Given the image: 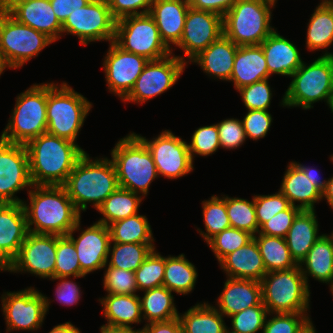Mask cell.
Returning <instances> with one entry per match:
<instances>
[{
    "label": "cell",
    "instance_id": "cell-1",
    "mask_svg": "<svg viewBox=\"0 0 333 333\" xmlns=\"http://www.w3.org/2000/svg\"><path fill=\"white\" fill-rule=\"evenodd\" d=\"M27 194L22 204L31 233L68 235L82 220L63 186L33 185Z\"/></svg>",
    "mask_w": 333,
    "mask_h": 333
},
{
    "label": "cell",
    "instance_id": "cell-2",
    "mask_svg": "<svg viewBox=\"0 0 333 333\" xmlns=\"http://www.w3.org/2000/svg\"><path fill=\"white\" fill-rule=\"evenodd\" d=\"M33 185L62 186L86 152L78 143L43 133L25 144Z\"/></svg>",
    "mask_w": 333,
    "mask_h": 333
},
{
    "label": "cell",
    "instance_id": "cell-3",
    "mask_svg": "<svg viewBox=\"0 0 333 333\" xmlns=\"http://www.w3.org/2000/svg\"><path fill=\"white\" fill-rule=\"evenodd\" d=\"M67 195L81 213L97 209L106 198L119 188L115 167L108 157H90L85 152L76 162L74 169L62 185Z\"/></svg>",
    "mask_w": 333,
    "mask_h": 333
},
{
    "label": "cell",
    "instance_id": "cell-4",
    "mask_svg": "<svg viewBox=\"0 0 333 333\" xmlns=\"http://www.w3.org/2000/svg\"><path fill=\"white\" fill-rule=\"evenodd\" d=\"M290 77L292 80L279 106L310 110L314 103L324 101L333 113V56H318L311 63L303 62Z\"/></svg>",
    "mask_w": 333,
    "mask_h": 333
},
{
    "label": "cell",
    "instance_id": "cell-5",
    "mask_svg": "<svg viewBox=\"0 0 333 333\" xmlns=\"http://www.w3.org/2000/svg\"><path fill=\"white\" fill-rule=\"evenodd\" d=\"M114 145L110 159L119 187L145 198L151 183L159 178L151 152L135 132L120 138Z\"/></svg>",
    "mask_w": 333,
    "mask_h": 333
},
{
    "label": "cell",
    "instance_id": "cell-6",
    "mask_svg": "<svg viewBox=\"0 0 333 333\" xmlns=\"http://www.w3.org/2000/svg\"><path fill=\"white\" fill-rule=\"evenodd\" d=\"M47 129L54 136L77 143L92 102L75 91L66 81L47 82Z\"/></svg>",
    "mask_w": 333,
    "mask_h": 333
},
{
    "label": "cell",
    "instance_id": "cell-7",
    "mask_svg": "<svg viewBox=\"0 0 333 333\" xmlns=\"http://www.w3.org/2000/svg\"><path fill=\"white\" fill-rule=\"evenodd\" d=\"M276 0H238L223 16V34L237 46L260 45L276 28Z\"/></svg>",
    "mask_w": 333,
    "mask_h": 333
},
{
    "label": "cell",
    "instance_id": "cell-8",
    "mask_svg": "<svg viewBox=\"0 0 333 333\" xmlns=\"http://www.w3.org/2000/svg\"><path fill=\"white\" fill-rule=\"evenodd\" d=\"M47 82L32 84L16 96L11 116L0 138L15 144H26L46 133Z\"/></svg>",
    "mask_w": 333,
    "mask_h": 333
},
{
    "label": "cell",
    "instance_id": "cell-9",
    "mask_svg": "<svg viewBox=\"0 0 333 333\" xmlns=\"http://www.w3.org/2000/svg\"><path fill=\"white\" fill-rule=\"evenodd\" d=\"M262 303L268 313H308L310 288L299 267L267 272L261 279Z\"/></svg>",
    "mask_w": 333,
    "mask_h": 333
},
{
    "label": "cell",
    "instance_id": "cell-10",
    "mask_svg": "<svg viewBox=\"0 0 333 333\" xmlns=\"http://www.w3.org/2000/svg\"><path fill=\"white\" fill-rule=\"evenodd\" d=\"M0 299L7 327L5 333L40 330L54 301L35 286L13 292L3 291Z\"/></svg>",
    "mask_w": 333,
    "mask_h": 333
},
{
    "label": "cell",
    "instance_id": "cell-11",
    "mask_svg": "<svg viewBox=\"0 0 333 333\" xmlns=\"http://www.w3.org/2000/svg\"><path fill=\"white\" fill-rule=\"evenodd\" d=\"M113 42L122 50L147 60H158L172 53L149 14L127 16L116 21Z\"/></svg>",
    "mask_w": 333,
    "mask_h": 333
},
{
    "label": "cell",
    "instance_id": "cell-12",
    "mask_svg": "<svg viewBox=\"0 0 333 333\" xmlns=\"http://www.w3.org/2000/svg\"><path fill=\"white\" fill-rule=\"evenodd\" d=\"M52 43L48 36L18 22L8 12L0 15V47L13 70L38 57Z\"/></svg>",
    "mask_w": 333,
    "mask_h": 333
},
{
    "label": "cell",
    "instance_id": "cell-13",
    "mask_svg": "<svg viewBox=\"0 0 333 333\" xmlns=\"http://www.w3.org/2000/svg\"><path fill=\"white\" fill-rule=\"evenodd\" d=\"M116 20L112 17L106 0H91L86 6L76 8L62 24V36L74 35L80 45L91 42H113Z\"/></svg>",
    "mask_w": 333,
    "mask_h": 333
},
{
    "label": "cell",
    "instance_id": "cell-14",
    "mask_svg": "<svg viewBox=\"0 0 333 333\" xmlns=\"http://www.w3.org/2000/svg\"><path fill=\"white\" fill-rule=\"evenodd\" d=\"M187 66L173 53L158 60H149L136 79L134 87L122 101L125 104L132 102L142 105L160 96L177 83Z\"/></svg>",
    "mask_w": 333,
    "mask_h": 333
},
{
    "label": "cell",
    "instance_id": "cell-15",
    "mask_svg": "<svg viewBox=\"0 0 333 333\" xmlns=\"http://www.w3.org/2000/svg\"><path fill=\"white\" fill-rule=\"evenodd\" d=\"M151 152L157 174L170 180L187 176L194 170V162L188 149V142L171 130H162L160 134L148 139L136 134Z\"/></svg>",
    "mask_w": 333,
    "mask_h": 333
},
{
    "label": "cell",
    "instance_id": "cell-16",
    "mask_svg": "<svg viewBox=\"0 0 333 333\" xmlns=\"http://www.w3.org/2000/svg\"><path fill=\"white\" fill-rule=\"evenodd\" d=\"M57 235L29 232L16 258L3 272L30 273L40 279L52 280L56 264Z\"/></svg>",
    "mask_w": 333,
    "mask_h": 333
},
{
    "label": "cell",
    "instance_id": "cell-17",
    "mask_svg": "<svg viewBox=\"0 0 333 333\" xmlns=\"http://www.w3.org/2000/svg\"><path fill=\"white\" fill-rule=\"evenodd\" d=\"M32 186L25 145L0 138V203H22L16 194Z\"/></svg>",
    "mask_w": 333,
    "mask_h": 333
},
{
    "label": "cell",
    "instance_id": "cell-18",
    "mask_svg": "<svg viewBox=\"0 0 333 333\" xmlns=\"http://www.w3.org/2000/svg\"><path fill=\"white\" fill-rule=\"evenodd\" d=\"M223 35V17L217 13L189 8L180 42L172 49L179 48L183 54L176 55L187 65L201 51ZM186 57V58H185Z\"/></svg>",
    "mask_w": 333,
    "mask_h": 333
},
{
    "label": "cell",
    "instance_id": "cell-19",
    "mask_svg": "<svg viewBox=\"0 0 333 333\" xmlns=\"http://www.w3.org/2000/svg\"><path fill=\"white\" fill-rule=\"evenodd\" d=\"M103 58V70L107 89L122 101L132 90L136 79L149 61L145 57L126 52L114 42Z\"/></svg>",
    "mask_w": 333,
    "mask_h": 333
},
{
    "label": "cell",
    "instance_id": "cell-20",
    "mask_svg": "<svg viewBox=\"0 0 333 333\" xmlns=\"http://www.w3.org/2000/svg\"><path fill=\"white\" fill-rule=\"evenodd\" d=\"M76 232L80 233L77 238ZM67 236L73 241L81 271L86 276L106 266L111 243L108 226L95 221L84 229L80 220Z\"/></svg>",
    "mask_w": 333,
    "mask_h": 333
},
{
    "label": "cell",
    "instance_id": "cell-21",
    "mask_svg": "<svg viewBox=\"0 0 333 333\" xmlns=\"http://www.w3.org/2000/svg\"><path fill=\"white\" fill-rule=\"evenodd\" d=\"M29 233L22 203H0V272L18 255Z\"/></svg>",
    "mask_w": 333,
    "mask_h": 333
},
{
    "label": "cell",
    "instance_id": "cell-22",
    "mask_svg": "<svg viewBox=\"0 0 333 333\" xmlns=\"http://www.w3.org/2000/svg\"><path fill=\"white\" fill-rule=\"evenodd\" d=\"M7 12L18 22L45 34L53 42L62 37V24L49 0H8Z\"/></svg>",
    "mask_w": 333,
    "mask_h": 333
},
{
    "label": "cell",
    "instance_id": "cell-23",
    "mask_svg": "<svg viewBox=\"0 0 333 333\" xmlns=\"http://www.w3.org/2000/svg\"><path fill=\"white\" fill-rule=\"evenodd\" d=\"M223 290L215 299V308L225 317L262 303L261 283L251 279L226 277Z\"/></svg>",
    "mask_w": 333,
    "mask_h": 333
},
{
    "label": "cell",
    "instance_id": "cell-24",
    "mask_svg": "<svg viewBox=\"0 0 333 333\" xmlns=\"http://www.w3.org/2000/svg\"><path fill=\"white\" fill-rule=\"evenodd\" d=\"M188 0H155L149 15L154 19L164 43L172 50L180 40L188 12Z\"/></svg>",
    "mask_w": 333,
    "mask_h": 333
},
{
    "label": "cell",
    "instance_id": "cell-25",
    "mask_svg": "<svg viewBox=\"0 0 333 333\" xmlns=\"http://www.w3.org/2000/svg\"><path fill=\"white\" fill-rule=\"evenodd\" d=\"M238 46L224 34L195 56L189 64L198 65L208 77L230 81Z\"/></svg>",
    "mask_w": 333,
    "mask_h": 333
},
{
    "label": "cell",
    "instance_id": "cell-26",
    "mask_svg": "<svg viewBox=\"0 0 333 333\" xmlns=\"http://www.w3.org/2000/svg\"><path fill=\"white\" fill-rule=\"evenodd\" d=\"M260 46L266 58L269 78L273 74L290 78L304 62L297 45L293 44L290 39L280 35L277 29Z\"/></svg>",
    "mask_w": 333,
    "mask_h": 333
},
{
    "label": "cell",
    "instance_id": "cell-27",
    "mask_svg": "<svg viewBox=\"0 0 333 333\" xmlns=\"http://www.w3.org/2000/svg\"><path fill=\"white\" fill-rule=\"evenodd\" d=\"M220 269L226 277L261 281L267 271L253 238L245 246L226 255L219 262Z\"/></svg>",
    "mask_w": 333,
    "mask_h": 333
},
{
    "label": "cell",
    "instance_id": "cell-28",
    "mask_svg": "<svg viewBox=\"0 0 333 333\" xmlns=\"http://www.w3.org/2000/svg\"><path fill=\"white\" fill-rule=\"evenodd\" d=\"M269 78L266 58L260 45L238 46L229 82L236 90Z\"/></svg>",
    "mask_w": 333,
    "mask_h": 333
},
{
    "label": "cell",
    "instance_id": "cell-29",
    "mask_svg": "<svg viewBox=\"0 0 333 333\" xmlns=\"http://www.w3.org/2000/svg\"><path fill=\"white\" fill-rule=\"evenodd\" d=\"M286 168L278 190L294 207L300 210H315V203L322 201V192L293 161H290Z\"/></svg>",
    "mask_w": 333,
    "mask_h": 333
},
{
    "label": "cell",
    "instance_id": "cell-30",
    "mask_svg": "<svg viewBox=\"0 0 333 333\" xmlns=\"http://www.w3.org/2000/svg\"><path fill=\"white\" fill-rule=\"evenodd\" d=\"M106 324L137 331L133 324L144 322L141 313L140 295L106 294L98 299Z\"/></svg>",
    "mask_w": 333,
    "mask_h": 333
},
{
    "label": "cell",
    "instance_id": "cell-31",
    "mask_svg": "<svg viewBox=\"0 0 333 333\" xmlns=\"http://www.w3.org/2000/svg\"><path fill=\"white\" fill-rule=\"evenodd\" d=\"M316 210H301L285 237L292 258L299 265L320 238Z\"/></svg>",
    "mask_w": 333,
    "mask_h": 333
},
{
    "label": "cell",
    "instance_id": "cell-32",
    "mask_svg": "<svg viewBox=\"0 0 333 333\" xmlns=\"http://www.w3.org/2000/svg\"><path fill=\"white\" fill-rule=\"evenodd\" d=\"M299 267L309 288V277L326 285L333 280V232L320 236Z\"/></svg>",
    "mask_w": 333,
    "mask_h": 333
},
{
    "label": "cell",
    "instance_id": "cell-33",
    "mask_svg": "<svg viewBox=\"0 0 333 333\" xmlns=\"http://www.w3.org/2000/svg\"><path fill=\"white\" fill-rule=\"evenodd\" d=\"M305 42L307 51L323 50L321 56H333L328 51L333 46V8L329 4L315 7L307 24Z\"/></svg>",
    "mask_w": 333,
    "mask_h": 333
},
{
    "label": "cell",
    "instance_id": "cell-34",
    "mask_svg": "<svg viewBox=\"0 0 333 333\" xmlns=\"http://www.w3.org/2000/svg\"><path fill=\"white\" fill-rule=\"evenodd\" d=\"M178 318L183 333H228L225 317L208 301L197 302Z\"/></svg>",
    "mask_w": 333,
    "mask_h": 333
},
{
    "label": "cell",
    "instance_id": "cell-35",
    "mask_svg": "<svg viewBox=\"0 0 333 333\" xmlns=\"http://www.w3.org/2000/svg\"><path fill=\"white\" fill-rule=\"evenodd\" d=\"M196 268L184 253L165 256L163 286L178 295L192 293L198 280Z\"/></svg>",
    "mask_w": 333,
    "mask_h": 333
},
{
    "label": "cell",
    "instance_id": "cell-36",
    "mask_svg": "<svg viewBox=\"0 0 333 333\" xmlns=\"http://www.w3.org/2000/svg\"><path fill=\"white\" fill-rule=\"evenodd\" d=\"M173 292L164 286L143 291L140 296L142 318L146 324L179 317Z\"/></svg>",
    "mask_w": 333,
    "mask_h": 333
},
{
    "label": "cell",
    "instance_id": "cell-37",
    "mask_svg": "<svg viewBox=\"0 0 333 333\" xmlns=\"http://www.w3.org/2000/svg\"><path fill=\"white\" fill-rule=\"evenodd\" d=\"M143 199L140 194L119 187L97 209L102 217L96 222L108 226L113 222L134 216L138 214Z\"/></svg>",
    "mask_w": 333,
    "mask_h": 333
},
{
    "label": "cell",
    "instance_id": "cell-38",
    "mask_svg": "<svg viewBox=\"0 0 333 333\" xmlns=\"http://www.w3.org/2000/svg\"><path fill=\"white\" fill-rule=\"evenodd\" d=\"M111 242L154 244L151 225L146 215L136 214L108 225Z\"/></svg>",
    "mask_w": 333,
    "mask_h": 333
},
{
    "label": "cell",
    "instance_id": "cell-39",
    "mask_svg": "<svg viewBox=\"0 0 333 333\" xmlns=\"http://www.w3.org/2000/svg\"><path fill=\"white\" fill-rule=\"evenodd\" d=\"M253 238L257 242L267 272L289 270L298 266L291 256L285 238L259 233Z\"/></svg>",
    "mask_w": 333,
    "mask_h": 333
},
{
    "label": "cell",
    "instance_id": "cell-40",
    "mask_svg": "<svg viewBox=\"0 0 333 333\" xmlns=\"http://www.w3.org/2000/svg\"><path fill=\"white\" fill-rule=\"evenodd\" d=\"M155 248V244L111 242L105 267L135 272Z\"/></svg>",
    "mask_w": 333,
    "mask_h": 333
},
{
    "label": "cell",
    "instance_id": "cell-41",
    "mask_svg": "<svg viewBox=\"0 0 333 333\" xmlns=\"http://www.w3.org/2000/svg\"><path fill=\"white\" fill-rule=\"evenodd\" d=\"M201 204L205 231L198 227L196 231L207 243L212 237L231 227L226 209V195H212Z\"/></svg>",
    "mask_w": 333,
    "mask_h": 333
},
{
    "label": "cell",
    "instance_id": "cell-42",
    "mask_svg": "<svg viewBox=\"0 0 333 333\" xmlns=\"http://www.w3.org/2000/svg\"><path fill=\"white\" fill-rule=\"evenodd\" d=\"M226 209L231 227L247 231L253 236L259 232L254 195L250 201L245 198L230 197L226 194Z\"/></svg>",
    "mask_w": 333,
    "mask_h": 333
},
{
    "label": "cell",
    "instance_id": "cell-43",
    "mask_svg": "<svg viewBox=\"0 0 333 333\" xmlns=\"http://www.w3.org/2000/svg\"><path fill=\"white\" fill-rule=\"evenodd\" d=\"M59 277H73V279L86 277L81 271L73 241L67 235L57 236L54 278Z\"/></svg>",
    "mask_w": 333,
    "mask_h": 333
},
{
    "label": "cell",
    "instance_id": "cell-44",
    "mask_svg": "<svg viewBox=\"0 0 333 333\" xmlns=\"http://www.w3.org/2000/svg\"><path fill=\"white\" fill-rule=\"evenodd\" d=\"M165 256L155 249L146 257L135 271L136 285L139 292L163 286Z\"/></svg>",
    "mask_w": 333,
    "mask_h": 333
},
{
    "label": "cell",
    "instance_id": "cell-45",
    "mask_svg": "<svg viewBox=\"0 0 333 333\" xmlns=\"http://www.w3.org/2000/svg\"><path fill=\"white\" fill-rule=\"evenodd\" d=\"M253 235L237 228H227L212 237L206 244L213 252L218 263L229 253L245 246Z\"/></svg>",
    "mask_w": 333,
    "mask_h": 333
},
{
    "label": "cell",
    "instance_id": "cell-46",
    "mask_svg": "<svg viewBox=\"0 0 333 333\" xmlns=\"http://www.w3.org/2000/svg\"><path fill=\"white\" fill-rule=\"evenodd\" d=\"M267 315L264 305L248 307L229 317L231 327H228V333H262Z\"/></svg>",
    "mask_w": 333,
    "mask_h": 333
},
{
    "label": "cell",
    "instance_id": "cell-47",
    "mask_svg": "<svg viewBox=\"0 0 333 333\" xmlns=\"http://www.w3.org/2000/svg\"><path fill=\"white\" fill-rule=\"evenodd\" d=\"M190 156L194 162L195 156L208 157L221 149L217 124L200 126L193 131L191 142L188 143Z\"/></svg>",
    "mask_w": 333,
    "mask_h": 333
},
{
    "label": "cell",
    "instance_id": "cell-48",
    "mask_svg": "<svg viewBox=\"0 0 333 333\" xmlns=\"http://www.w3.org/2000/svg\"><path fill=\"white\" fill-rule=\"evenodd\" d=\"M311 320L309 313H268L262 333H299Z\"/></svg>",
    "mask_w": 333,
    "mask_h": 333
},
{
    "label": "cell",
    "instance_id": "cell-49",
    "mask_svg": "<svg viewBox=\"0 0 333 333\" xmlns=\"http://www.w3.org/2000/svg\"><path fill=\"white\" fill-rule=\"evenodd\" d=\"M103 289L107 294H137L135 272L114 267H104ZM137 292V293H136Z\"/></svg>",
    "mask_w": 333,
    "mask_h": 333
},
{
    "label": "cell",
    "instance_id": "cell-50",
    "mask_svg": "<svg viewBox=\"0 0 333 333\" xmlns=\"http://www.w3.org/2000/svg\"><path fill=\"white\" fill-rule=\"evenodd\" d=\"M246 110H269L273 98V88L269 78L238 89Z\"/></svg>",
    "mask_w": 333,
    "mask_h": 333
},
{
    "label": "cell",
    "instance_id": "cell-51",
    "mask_svg": "<svg viewBox=\"0 0 333 333\" xmlns=\"http://www.w3.org/2000/svg\"><path fill=\"white\" fill-rule=\"evenodd\" d=\"M290 206L289 200L279 190L275 194H254V207L259 228L275 214Z\"/></svg>",
    "mask_w": 333,
    "mask_h": 333
},
{
    "label": "cell",
    "instance_id": "cell-52",
    "mask_svg": "<svg viewBox=\"0 0 333 333\" xmlns=\"http://www.w3.org/2000/svg\"><path fill=\"white\" fill-rule=\"evenodd\" d=\"M273 120L269 110H247L241 120L246 138L253 141L265 138L270 131Z\"/></svg>",
    "mask_w": 333,
    "mask_h": 333
},
{
    "label": "cell",
    "instance_id": "cell-53",
    "mask_svg": "<svg viewBox=\"0 0 333 333\" xmlns=\"http://www.w3.org/2000/svg\"><path fill=\"white\" fill-rule=\"evenodd\" d=\"M221 149L234 150L246 142V134L242 121L238 118H226L216 123Z\"/></svg>",
    "mask_w": 333,
    "mask_h": 333
},
{
    "label": "cell",
    "instance_id": "cell-54",
    "mask_svg": "<svg viewBox=\"0 0 333 333\" xmlns=\"http://www.w3.org/2000/svg\"><path fill=\"white\" fill-rule=\"evenodd\" d=\"M301 210L291 205L288 209L278 212L266 221L259 229V234L285 238L293 220Z\"/></svg>",
    "mask_w": 333,
    "mask_h": 333
},
{
    "label": "cell",
    "instance_id": "cell-55",
    "mask_svg": "<svg viewBox=\"0 0 333 333\" xmlns=\"http://www.w3.org/2000/svg\"><path fill=\"white\" fill-rule=\"evenodd\" d=\"M112 17L118 21L127 16L149 14L155 0H106Z\"/></svg>",
    "mask_w": 333,
    "mask_h": 333
},
{
    "label": "cell",
    "instance_id": "cell-56",
    "mask_svg": "<svg viewBox=\"0 0 333 333\" xmlns=\"http://www.w3.org/2000/svg\"><path fill=\"white\" fill-rule=\"evenodd\" d=\"M71 277H59L53 278L51 281L57 282L55 288V298L63 306H74L77 305L82 298L81 287L77 282L72 281Z\"/></svg>",
    "mask_w": 333,
    "mask_h": 333
},
{
    "label": "cell",
    "instance_id": "cell-57",
    "mask_svg": "<svg viewBox=\"0 0 333 333\" xmlns=\"http://www.w3.org/2000/svg\"><path fill=\"white\" fill-rule=\"evenodd\" d=\"M190 8L195 10L211 11L221 15L232 8L238 0H188Z\"/></svg>",
    "mask_w": 333,
    "mask_h": 333
},
{
    "label": "cell",
    "instance_id": "cell-58",
    "mask_svg": "<svg viewBox=\"0 0 333 333\" xmlns=\"http://www.w3.org/2000/svg\"><path fill=\"white\" fill-rule=\"evenodd\" d=\"M52 9L61 24L76 8L86 6L91 0H49Z\"/></svg>",
    "mask_w": 333,
    "mask_h": 333
},
{
    "label": "cell",
    "instance_id": "cell-59",
    "mask_svg": "<svg viewBox=\"0 0 333 333\" xmlns=\"http://www.w3.org/2000/svg\"><path fill=\"white\" fill-rule=\"evenodd\" d=\"M138 333H183L179 318L168 321L152 322L137 329Z\"/></svg>",
    "mask_w": 333,
    "mask_h": 333
},
{
    "label": "cell",
    "instance_id": "cell-60",
    "mask_svg": "<svg viewBox=\"0 0 333 333\" xmlns=\"http://www.w3.org/2000/svg\"><path fill=\"white\" fill-rule=\"evenodd\" d=\"M293 162L304 172L309 181L323 193L326 189L328 178L321 179L320 171L315 167L306 166L297 161Z\"/></svg>",
    "mask_w": 333,
    "mask_h": 333
},
{
    "label": "cell",
    "instance_id": "cell-61",
    "mask_svg": "<svg viewBox=\"0 0 333 333\" xmlns=\"http://www.w3.org/2000/svg\"><path fill=\"white\" fill-rule=\"evenodd\" d=\"M48 333H82L81 330L70 321L57 324Z\"/></svg>",
    "mask_w": 333,
    "mask_h": 333
},
{
    "label": "cell",
    "instance_id": "cell-62",
    "mask_svg": "<svg viewBox=\"0 0 333 333\" xmlns=\"http://www.w3.org/2000/svg\"><path fill=\"white\" fill-rule=\"evenodd\" d=\"M326 200V203L333 210V176H330L327 180L326 189L322 193V200Z\"/></svg>",
    "mask_w": 333,
    "mask_h": 333
},
{
    "label": "cell",
    "instance_id": "cell-63",
    "mask_svg": "<svg viewBox=\"0 0 333 333\" xmlns=\"http://www.w3.org/2000/svg\"><path fill=\"white\" fill-rule=\"evenodd\" d=\"M100 333H138L128 328L103 324L100 326Z\"/></svg>",
    "mask_w": 333,
    "mask_h": 333
},
{
    "label": "cell",
    "instance_id": "cell-64",
    "mask_svg": "<svg viewBox=\"0 0 333 333\" xmlns=\"http://www.w3.org/2000/svg\"><path fill=\"white\" fill-rule=\"evenodd\" d=\"M6 69H12L8 61L6 60L3 50L0 47V76L6 71Z\"/></svg>",
    "mask_w": 333,
    "mask_h": 333
},
{
    "label": "cell",
    "instance_id": "cell-65",
    "mask_svg": "<svg viewBox=\"0 0 333 333\" xmlns=\"http://www.w3.org/2000/svg\"><path fill=\"white\" fill-rule=\"evenodd\" d=\"M315 327L311 320L299 333H317Z\"/></svg>",
    "mask_w": 333,
    "mask_h": 333
},
{
    "label": "cell",
    "instance_id": "cell-66",
    "mask_svg": "<svg viewBox=\"0 0 333 333\" xmlns=\"http://www.w3.org/2000/svg\"><path fill=\"white\" fill-rule=\"evenodd\" d=\"M8 0H0V15L7 12Z\"/></svg>",
    "mask_w": 333,
    "mask_h": 333
},
{
    "label": "cell",
    "instance_id": "cell-67",
    "mask_svg": "<svg viewBox=\"0 0 333 333\" xmlns=\"http://www.w3.org/2000/svg\"><path fill=\"white\" fill-rule=\"evenodd\" d=\"M328 285H329V290L331 292L330 294L333 296V280Z\"/></svg>",
    "mask_w": 333,
    "mask_h": 333
},
{
    "label": "cell",
    "instance_id": "cell-68",
    "mask_svg": "<svg viewBox=\"0 0 333 333\" xmlns=\"http://www.w3.org/2000/svg\"><path fill=\"white\" fill-rule=\"evenodd\" d=\"M332 0H320L319 4H329Z\"/></svg>",
    "mask_w": 333,
    "mask_h": 333
},
{
    "label": "cell",
    "instance_id": "cell-69",
    "mask_svg": "<svg viewBox=\"0 0 333 333\" xmlns=\"http://www.w3.org/2000/svg\"><path fill=\"white\" fill-rule=\"evenodd\" d=\"M330 161L333 163V154L329 156Z\"/></svg>",
    "mask_w": 333,
    "mask_h": 333
},
{
    "label": "cell",
    "instance_id": "cell-70",
    "mask_svg": "<svg viewBox=\"0 0 333 333\" xmlns=\"http://www.w3.org/2000/svg\"><path fill=\"white\" fill-rule=\"evenodd\" d=\"M329 5L333 8V0L329 3Z\"/></svg>",
    "mask_w": 333,
    "mask_h": 333
}]
</instances>
